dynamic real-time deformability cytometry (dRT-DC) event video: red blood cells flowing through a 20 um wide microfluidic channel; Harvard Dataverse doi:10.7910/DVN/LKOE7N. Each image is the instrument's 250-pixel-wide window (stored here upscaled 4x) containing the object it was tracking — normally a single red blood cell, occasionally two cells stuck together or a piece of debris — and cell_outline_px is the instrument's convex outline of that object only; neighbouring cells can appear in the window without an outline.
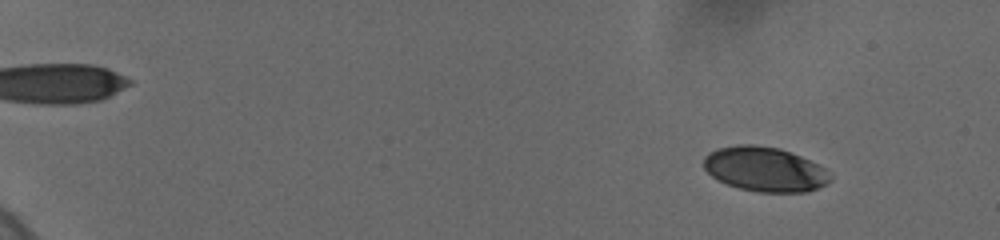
{"species": "human", "species_latin": "Homo sapiens", "temperature_condition": "cold", "stored_images_in_passage": 12, "camera_frame_rate_fps": 3000, "um_per_image_px": 0.085, "donor": {"sex": "female"}, "frame": {"image": 1, "passage_image": 9, "time_ms": 2.333, "image_size_px": [1000, 240], "cell_outline_px": [[832, 180], [828, 184], [808, 192], [756, 192], [740, 188], [728, 184], [712, 176], [704, 168], [704, 156], [708, 152], [716, 148], [736, 144], [752, 144], [780, 148], [800, 156], [824, 168], [832, 176]], "centroid_in_image_um": [65.01, 14.38], "position_along_channel_um": 20.0, "area_um2": 33.0}}